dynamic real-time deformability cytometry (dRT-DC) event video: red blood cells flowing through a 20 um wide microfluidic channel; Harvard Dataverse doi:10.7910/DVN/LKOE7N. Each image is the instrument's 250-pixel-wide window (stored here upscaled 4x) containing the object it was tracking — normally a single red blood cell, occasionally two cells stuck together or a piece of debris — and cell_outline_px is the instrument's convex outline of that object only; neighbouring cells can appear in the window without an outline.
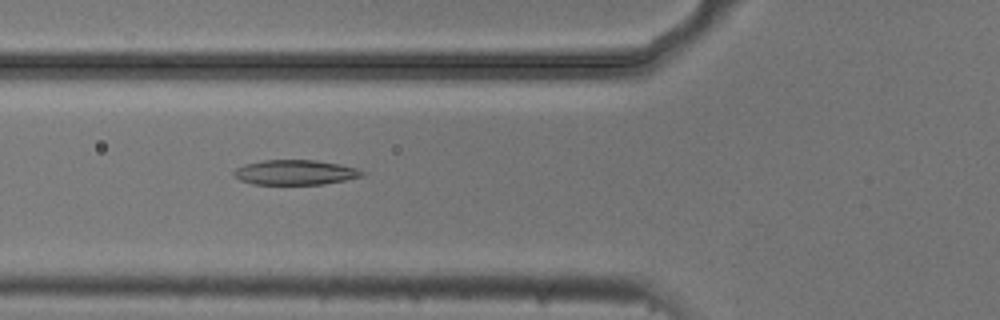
{"species": "common noctule bat (a hibernating species)", "species_latin": "Nyctalus noctula", "temperature_condition": "cold", "stored_images_in_passage": 13, "camera_frame_rate_fps": 3000, "um_per_image_px": 0.085, "animal": {"sex": "male", "body_mass_g": 20.5, "forearm_length_mm": 52.5}, "frame": {"image": 1, "passage_image": 4, "time_ms": 1.0, "image_size_px": [1000, 320], "cell_outline_px": [[364, 172], [360, 176], [344, 180], [324, 184], [252, 184], [240, 180], [232, 172], [236, 168], [244, 164], [264, 160], [316, 160], [340, 164], [356, 168]], "centroid_in_image_um": [25.05, 14.64], "position_along_channel_um": 100.7, "area_um2": 18.44}}
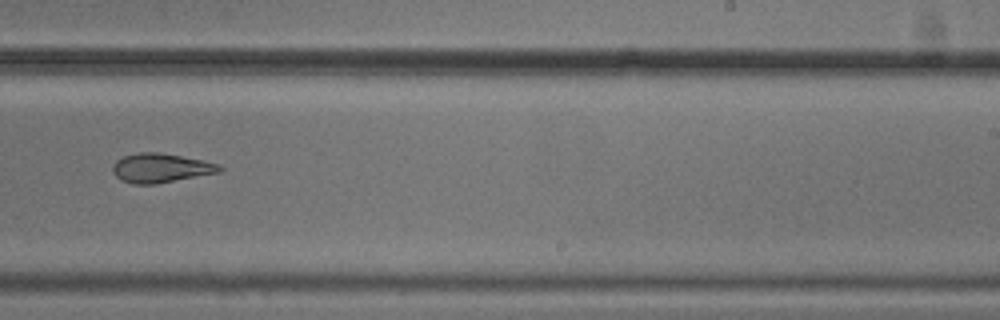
{"frame": {"image": 2, "passage_image": 8, "time_ms": 2.333, "image_size_px": [1000, 320], "cell_outline_px": [[224, 168], [220, 172], [156, 184], [132, 184], [120, 180], [112, 172], [112, 164], [116, 160], [124, 156], [140, 152], [160, 152], [204, 160], [220, 164]], "centroid_in_image_um": [13.66, 14.28], "position_along_channel_um": 275.3, "area_um2": 18.38}}
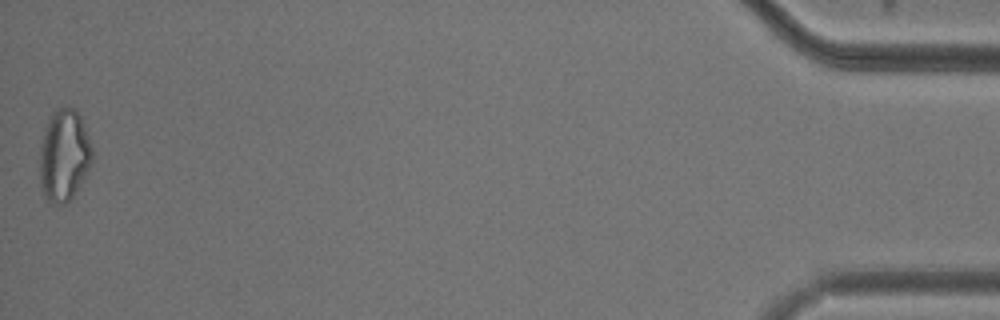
{"frame": {"image": 3, "passage_image": 13, "time_ms": 4.0, "image_size_px": [1000, 320], "cell_outline_px": [[92, 164], [72, 196], [64, 204], [56, 204], [48, 200], [40, 184], [40, 144], [48, 116], [52, 112], [60, 108], [72, 108], [80, 116], [88, 136], [92, 148]], "centroid_in_image_um": [5.43, 13.19], "position_along_channel_um": 429.8, "area_um2": 27.74}}